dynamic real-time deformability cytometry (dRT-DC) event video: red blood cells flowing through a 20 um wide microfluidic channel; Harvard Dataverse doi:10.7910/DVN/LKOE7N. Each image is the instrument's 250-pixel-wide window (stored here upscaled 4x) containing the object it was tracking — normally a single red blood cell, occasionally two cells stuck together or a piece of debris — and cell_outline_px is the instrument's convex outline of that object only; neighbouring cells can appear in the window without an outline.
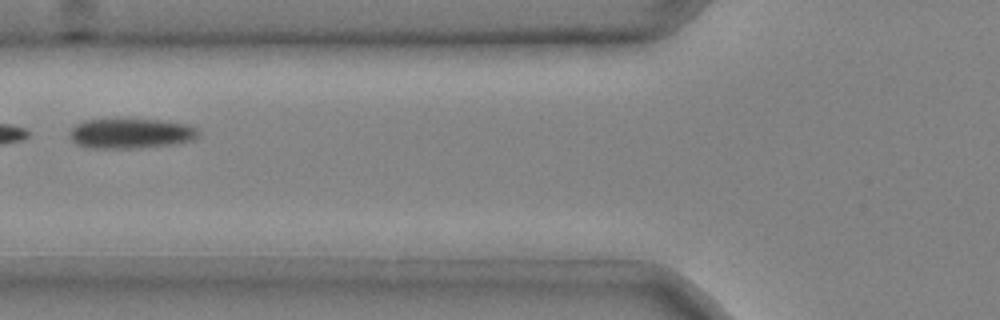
{"species": "common noctule bat (a hibernating species)", "species_latin": "Nyctalus noctula", "temperature_condition": "cold", "stored_images_in_passage": 5, "camera_frame_rate_fps": 3000, "um_per_image_px": 0.085, "animal": {"sex": "male", "body_mass_g": 20.4}, "frame": {"image": 1, "passage_image": 5, "time_ms": 1.333, "image_size_px": [1000, 320], "cell_outline_px": [[200, 136], [192, 140], [176, 144], [140, 148], [92, 148], [76, 144], [68, 136], [72, 128], [76, 124], [84, 120], [160, 120], [188, 124], [196, 128], [200, 132]], "centroid_in_image_um": [11.15, 11.36], "position_along_channel_um": 114.6, "area_um2": 22.54}}